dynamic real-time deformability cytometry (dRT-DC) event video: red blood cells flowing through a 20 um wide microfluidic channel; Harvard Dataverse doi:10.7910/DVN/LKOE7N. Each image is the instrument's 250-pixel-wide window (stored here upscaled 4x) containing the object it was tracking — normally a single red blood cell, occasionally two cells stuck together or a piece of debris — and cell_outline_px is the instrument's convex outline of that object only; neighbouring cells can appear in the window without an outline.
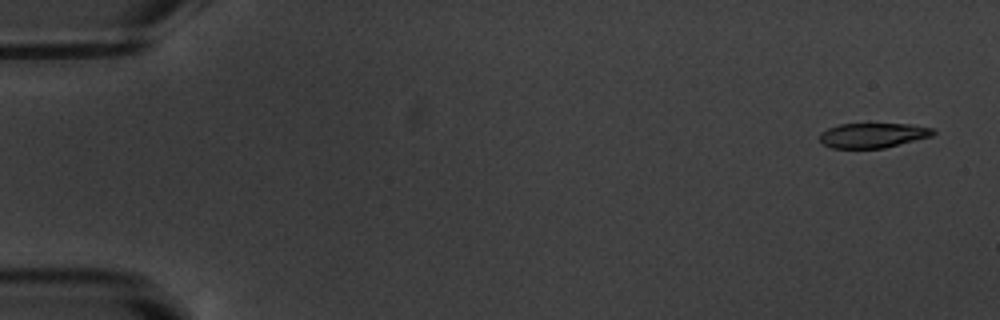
{"species": "common noctule bat (a hibernating species)", "species_latin": "Nyctalus noctula", "temperature_condition": "warm", "stored_images_in_passage": 16, "camera_frame_rate_fps": 3000, "um_per_image_px": 0.085, "animal": {"sex": "male", "body_mass_g": 20.1, "forearm_length_mm": 53.5}, "frame": {"image": 1, "passage_image": 1, "time_ms": 0.0, "image_size_px": [1000, 320], "cell_outline_px": [[936, 132], [932, 136], [884, 148], [832, 148], [824, 144], [820, 140], [820, 132], [828, 128], [840, 124], [908, 124], [932, 128]], "centroid_in_image_um": [74.19, 11.5], "position_along_channel_um": 10.8, "area_um2": 16.3}}
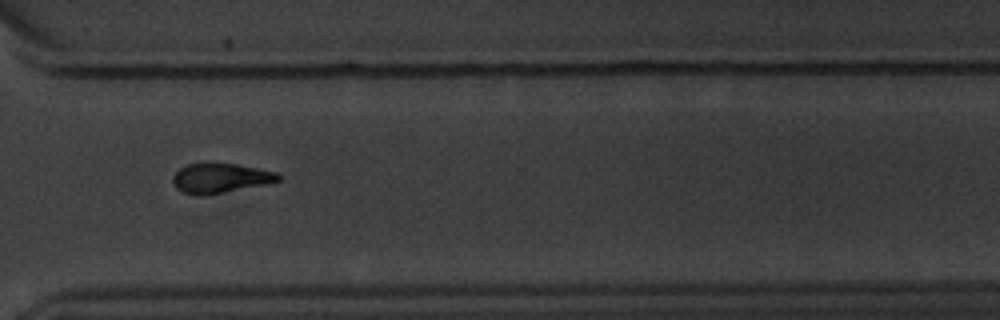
{"frame": {"image": 2, "passage_image": 12, "time_ms": 13.667, "image_size_px": [1000, 320], "cell_outline_px": [[284, 176], [280, 180], [264, 184], [204, 196], [196, 196], [184, 192], [176, 188], [172, 180], [172, 176], [180, 168], [188, 164], [204, 160], [212, 160], [236, 164], [276, 172]], "centroid_in_image_um": [18.68, 15.1], "position_along_channel_um": 351.9, "area_um2": 18.79}}
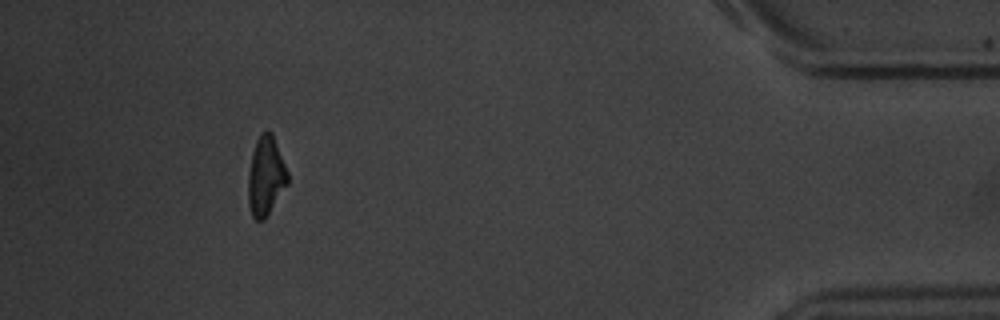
{"frame": {"image": 3, "passage_image": 15, "time_ms": 17.0, "image_size_px": [1000, 320], "cell_outline_px": [[288, 184], [264, 220], [256, 220], [252, 216], [248, 204], [248, 172], [252, 152], [256, 140], [260, 132], [268, 128], [272, 132], [288, 172]], "centroid_in_image_um": [22.58, 14.93], "position_along_channel_um": 412.6, "area_um2": 18.44}, "authors_computed_cell_mechanics": {"area_um2": 18.785, "velocity_mm_per_s": 3.4948, "shape_relaxation_time_tau1_ms": 4.5704, "shape_relaxation_time_tau2_ms": 1.5261, "deformation_change_tau1": 0.1524, "deformation_change_tau2": 0.0723}}